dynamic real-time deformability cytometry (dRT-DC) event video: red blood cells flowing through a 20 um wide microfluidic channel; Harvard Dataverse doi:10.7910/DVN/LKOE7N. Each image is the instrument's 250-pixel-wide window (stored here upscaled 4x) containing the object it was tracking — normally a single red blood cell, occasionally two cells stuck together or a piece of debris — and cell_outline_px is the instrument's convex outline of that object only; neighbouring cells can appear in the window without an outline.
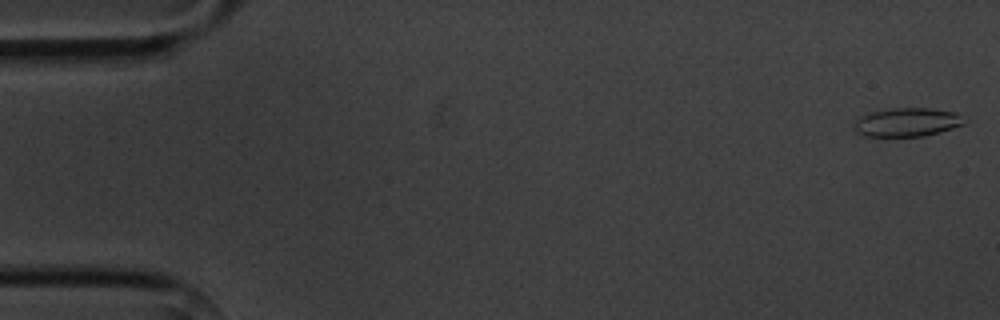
{"species": "common noctule bat (a hibernating species)", "species_latin": "Nyctalus noctula", "temperature_condition": "cold", "stored_images_in_passage": 4, "camera_frame_rate_fps": 3000, "um_per_image_px": 0.085, "animal": {"sex": "male", "body_mass_g": 20.1, "forearm_length_mm": 53.5}, "frame": {"image": 1, "passage_image": 1, "time_ms": 0.0, "image_size_px": [1000, 320], "cell_outline_px": [[968, 120], [964, 124], [952, 128], [924, 136], [864, 136], [856, 132], [852, 128], [856, 120], [860, 116], [872, 112], [892, 108], [928, 108], [956, 112]], "centroid_in_image_um": [77.1, 10.39], "position_along_channel_um": 7.9, "area_um2": 18.44}}
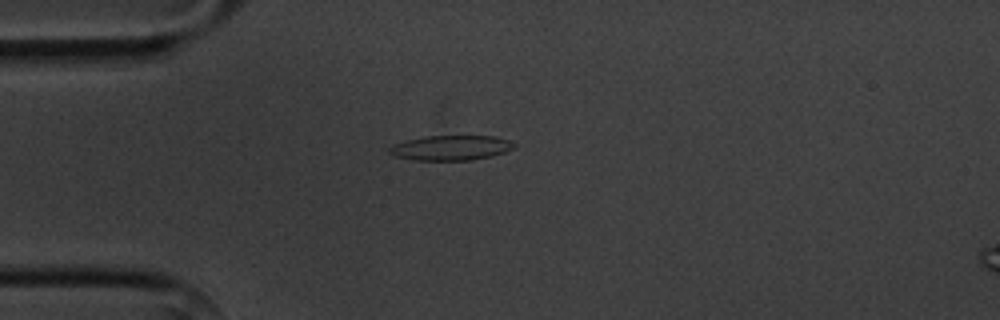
{"frame": {"image": 2, "passage_image": 4, "time_ms": 4.333, "image_size_px": [1000, 320], "cell_outline_px": [[516, 148], [492, 156], [472, 160], [416, 160], [392, 156], [388, 152], [388, 148], [392, 144], [424, 136], [496, 136], [508, 140], [516, 144]], "centroid_in_image_um": [38.32, 12.56], "position_along_channel_um": 46.7, "area_um2": 18.26}}